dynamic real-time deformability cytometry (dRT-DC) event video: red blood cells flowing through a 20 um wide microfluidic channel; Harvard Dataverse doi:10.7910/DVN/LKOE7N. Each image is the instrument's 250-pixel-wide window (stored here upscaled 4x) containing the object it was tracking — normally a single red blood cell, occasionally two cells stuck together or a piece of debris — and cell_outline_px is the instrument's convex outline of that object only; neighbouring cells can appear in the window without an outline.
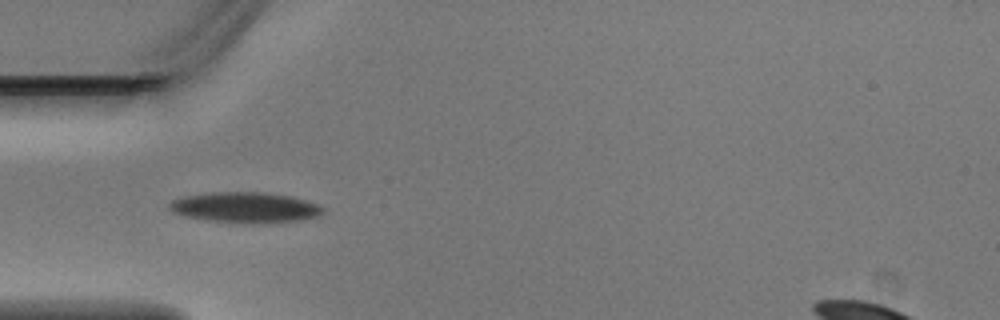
{"species": "Egyptian fruit bat (a non-hibernating species)", "species_latin": "Rousettus aegyptiacus", "temperature_condition": "warm", "stored_images_in_passage": 3, "camera_frame_rate_fps": 3000, "um_per_image_px": 0.085, "animal": {"sex": "male"}, "frame": {"image": 1, "passage_image": 2, "time_ms": 0.333, "image_size_px": [1000, 320], "cell_outline_px": [[324, 212], [320, 216], [296, 220], [264, 224], [244, 224], [208, 220], [184, 216], [172, 212], [168, 208], [168, 204], [172, 200], [184, 196], [212, 192], [264, 192], [292, 196], [316, 204], [324, 208]], "centroid_in_image_um": [20.82, 17.64], "position_along_channel_um": 64.2, "area_um2": 27.63}}